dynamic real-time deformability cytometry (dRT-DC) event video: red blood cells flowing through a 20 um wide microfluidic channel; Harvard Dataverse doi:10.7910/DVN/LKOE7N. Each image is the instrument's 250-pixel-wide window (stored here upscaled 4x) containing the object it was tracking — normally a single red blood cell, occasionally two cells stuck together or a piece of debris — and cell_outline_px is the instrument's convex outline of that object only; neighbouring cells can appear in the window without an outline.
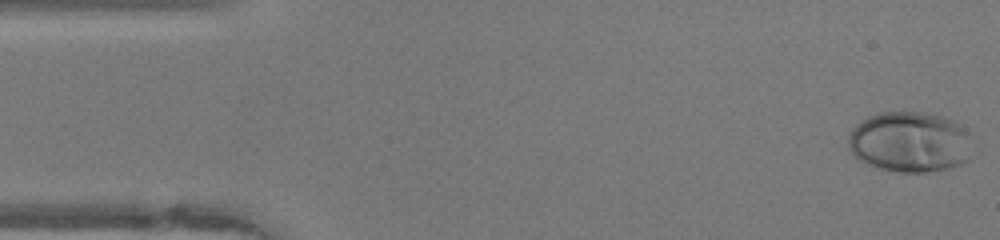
{"species": "human", "species_latin": "Homo sapiens", "temperature_condition": "warm", "stored_images_in_passage": 48, "camera_frame_rate_fps": 3000, "um_per_image_px": 0.085, "donor": {"sex": "female"}, "frame": {"image": 1, "passage_image": 1, "time_ms": 0.0, "image_size_px": [1000, 240], "cell_outline_px": [[972, 156], [968, 160], [960, 164], [948, 168], [924, 172], [896, 172], [880, 168], [868, 164], [860, 160], [848, 148], [848, 132], [856, 124], [868, 116], [880, 112], [928, 112], [944, 116], [952, 120], [964, 128]], "centroid_in_image_um": [77.3, 12.06], "position_along_channel_um": 7.7, "area_um2": 43.87}}
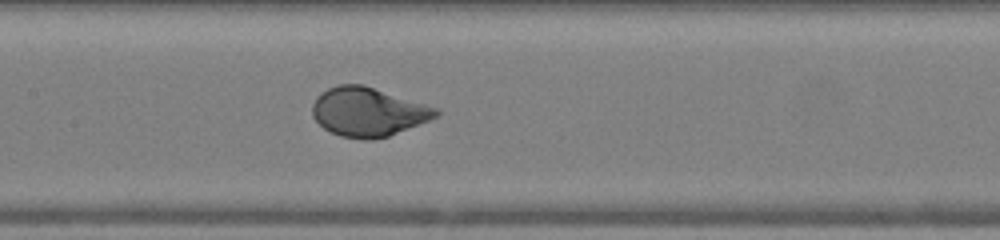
{"frame": {"image": 2, "passage_image": 22, "time_ms": 7.0, "image_size_px": [1000, 240], "cell_outline_px": [[440, 112], [436, 116], [428, 120], [388, 136], [372, 140], [364, 140], [340, 136], [324, 128], [312, 116], [312, 104], [316, 96], [320, 92], [328, 88], [340, 84], [364, 84], [440, 108]], "centroid_in_image_um": [31.27, 9.49], "position_along_channel_um": 176.1, "area_um2": 35.37}}
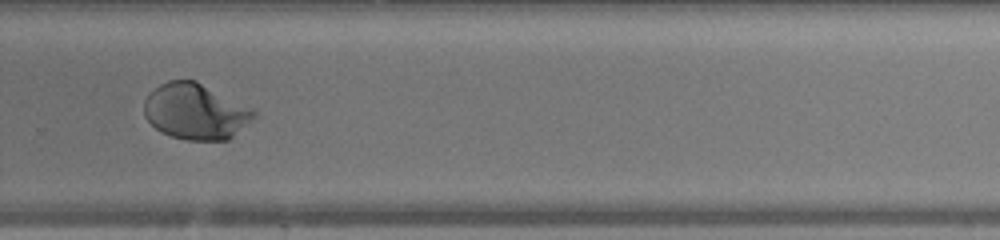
{"frame": {"image": 3, "passage_image": 32, "time_ms": 10.333, "image_size_px": [1000, 240], "cell_outline_px": [[256, 116], [252, 120], [228, 140], [188, 140], [172, 136], [160, 132], [144, 116], [144, 100], [160, 84], [168, 80], [196, 80], [256, 112]], "centroid_in_image_um": [16.58, 9.49], "position_along_channel_um": 313.2, "area_um2": 35.14}, "authors_computed_cell_mechanics": {"area_um2": 36.2984, "velocity_mm_per_s": 4.1321, "shape_relaxation_time_tau1_ms": 2.6006, "shape_relaxation_time_tau2_ms": null, "deformation_change_tau1": 0.1727, "deformation_change_tau2": null}}